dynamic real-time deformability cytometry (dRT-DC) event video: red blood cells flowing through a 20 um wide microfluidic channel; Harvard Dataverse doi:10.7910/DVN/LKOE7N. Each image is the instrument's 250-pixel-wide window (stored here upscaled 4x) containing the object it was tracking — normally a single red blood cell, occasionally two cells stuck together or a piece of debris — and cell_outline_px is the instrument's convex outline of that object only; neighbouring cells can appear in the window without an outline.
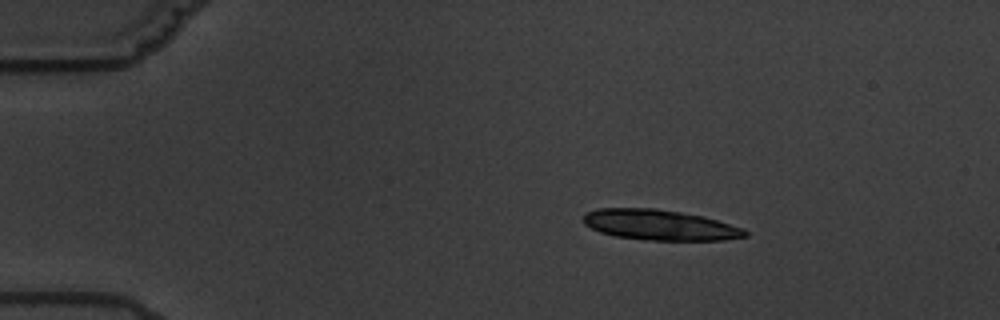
{"species": "common noctule bat (a hibernating species)", "species_latin": "Nyctalus noctula", "temperature_condition": "warm", "stored_images_in_passage": 16, "camera_frame_rate_fps": 3000, "um_per_image_px": 0.085, "animal": {"sex": "male", "body_mass_g": 19.5, "forearm_length_mm": 54.6}, "frame": {"image": 1, "passage_image": 3, "time_ms": 2.333, "image_size_px": [1000, 320], "cell_outline_px": [[748, 236], [724, 240], [644, 240], [616, 236], [600, 232], [584, 224], [584, 212], [596, 208], [656, 208], [704, 216], [744, 228], [748, 232]], "centroid_in_image_um": [56.08, 19.11], "position_along_channel_um": 28.9, "area_um2": 28.84}, "authors_computed_cell_mechanics": {"area_um2": 19.0162, "velocity_mm_per_s": 3.4344, "shape_relaxation_time_tau1_ms": 3.4291, "shape_relaxation_time_tau2_ms": 1.0124, "deformation_change_tau1": 0.1233, "deformation_change_tau2": 0.0607}}